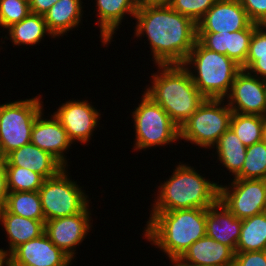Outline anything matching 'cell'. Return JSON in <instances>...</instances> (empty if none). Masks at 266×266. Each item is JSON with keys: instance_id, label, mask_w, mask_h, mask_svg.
Listing matches in <instances>:
<instances>
[{"instance_id": "cell-1", "label": "cell", "mask_w": 266, "mask_h": 266, "mask_svg": "<svg viewBox=\"0 0 266 266\" xmlns=\"http://www.w3.org/2000/svg\"><path fill=\"white\" fill-rule=\"evenodd\" d=\"M134 19V36L146 37L155 65L185 62L197 40V25L191 18L167 5L138 7Z\"/></svg>"}, {"instance_id": "cell-2", "label": "cell", "mask_w": 266, "mask_h": 266, "mask_svg": "<svg viewBox=\"0 0 266 266\" xmlns=\"http://www.w3.org/2000/svg\"><path fill=\"white\" fill-rule=\"evenodd\" d=\"M142 233L151 245L159 248L166 259H179L197 240L206 235V209L150 211Z\"/></svg>"}, {"instance_id": "cell-3", "label": "cell", "mask_w": 266, "mask_h": 266, "mask_svg": "<svg viewBox=\"0 0 266 266\" xmlns=\"http://www.w3.org/2000/svg\"><path fill=\"white\" fill-rule=\"evenodd\" d=\"M151 84L144 92L159 104L179 127L206 99L194 85L189 71L182 64L156 65Z\"/></svg>"}, {"instance_id": "cell-4", "label": "cell", "mask_w": 266, "mask_h": 266, "mask_svg": "<svg viewBox=\"0 0 266 266\" xmlns=\"http://www.w3.org/2000/svg\"><path fill=\"white\" fill-rule=\"evenodd\" d=\"M199 172L190 164L179 161L169 179L157 186L151 211L207 209L216 204L220 195L219 181H210Z\"/></svg>"}, {"instance_id": "cell-5", "label": "cell", "mask_w": 266, "mask_h": 266, "mask_svg": "<svg viewBox=\"0 0 266 266\" xmlns=\"http://www.w3.org/2000/svg\"><path fill=\"white\" fill-rule=\"evenodd\" d=\"M182 65L189 71L198 91L211 99H224L242 70L234 60L205 48L198 40Z\"/></svg>"}, {"instance_id": "cell-6", "label": "cell", "mask_w": 266, "mask_h": 266, "mask_svg": "<svg viewBox=\"0 0 266 266\" xmlns=\"http://www.w3.org/2000/svg\"><path fill=\"white\" fill-rule=\"evenodd\" d=\"M135 129L134 151L172 145L180 140V127L144 92L138 107L132 111Z\"/></svg>"}, {"instance_id": "cell-7", "label": "cell", "mask_w": 266, "mask_h": 266, "mask_svg": "<svg viewBox=\"0 0 266 266\" xmlns=\"http://www.w3.org/2000/svg\"><path fill=\"white\" fill-rule=\"evenodd\" d=\"M43 95L0 104V157L31 143L37 116L44 110Z\"/></svg>"}, {"instance_id": "cell-8", "label": "cell", "mask_w": 266, "mask_h": 266, "mask_svg": "<svg viewBox=\"0 0 266 266\" xmlns=\"http://www.w3.org/2000/svg\"><path fill=\"white\" fill-rule=\"evenodd\" d=\"M232 113L225 99L206 98L181 125L180 141L190 142L199 148L212 149L230 127Z\"/></svg>"}, {"instance_id": "cell-9", "label": "cell", "mask_w": 266, "mask_h": 266, "mask_svg": "<svg viewBox=\"0 0 266 266\" xmlns=\"http://www.w3.org/2000/svg\"><path fill=\"white\" fill-rule=\"evenodd\" d=\"M67 171L65 167L56 176L45 179L38 190L45 221L81 213L90 204L86 191Z\"/></svg>"}, {"instance_id": "cell-10", "label": "cell", "mask_w": 266, "mask_h": 266, "mask_svg": "<svg viewBox=\"0 0 266 266\" xmlns=\"http://www.w3.org/2000/svg\"><path fill=\"white\" fill-rule=\"evenodd\" d=\"M220 183L219 200L237 218L243 220L265 212L266 179H230Z\"/></svg>"}, {"instance_id": "cell-11", "label": "cell", "mask_w": 266, "mask_h": 266, "mask_svg": "<svg viewBox=\"0 0 266 266\" xmlns=\"http://www.w3.org/2000/svg\"><path fill=\"white\" fill-rule=\"evenodd\" d=\"M61 104L53 113L54 116L60 121L72 143L87 145L95 129L100 127V110L88 100L72 99Z\"/></svg>"}, {"instance_id": "cell-12", "label": "cell", "mask_w": 266, "mask_h": 266, "mask_svg": "<svg viewBox=\"0 0 266 266\" xmlns=\"http://www.w3.org/2000/svg\"><path fill=\"white\" fill-rule=\"evenodd\" d=\"M89 204L81 213L45 221L44 232L55 246L63 250L73 260L76 246L81 245L93 228L92 212Z\"/></svg>"}, {"instance_id": "cell-13", "label": "cell", "mask_w": 266, "mask_h": 266, "mask_svg": "<svg viewBox=\"0 0 266 266\" xmlns=\"http://www.w3.org/2000/svg\"><path fill=\"white\" fill-rule=\"evenodd\" d=\"M233 112L266 117V85L264 79L241 70L229 94L224 98Z\"/></svg>"}, {"instance_id": "cell-14", "label": "cell", "mask_w": 266, "mask_h": 266, "mask_svg": "<svg viewBox=\"0 0 266 266\" xmlns=\"http://www.w3.org/2000/svg\"><path fill=\"white\" fill-rule=\"evenodd\" d=\"M251 24L240 0H216L196 23L197 33H231L247 29Z\"/></svg>"}, {"instance_id": "cell-15", "label": "cell", "mask_w": 266, "mask_h": 266, "mask_svg": "<svg viewBox=\"0 0 266 266\" xmlns=\"http://www.w3.org/2000/svg\"><path fill=\"white\" fill-rule=\"evenodd\" d=\"M10 255L11 266H71L73 264V259L55 246L45 232L19 245Z\"/></svg>"}, {"instance_id": "cell-16", "label": "cell", "mask_w": 266, "mask_h": 266, "mask_svg": "<svg viewBox=\"0 0 266 266\" xmlns=\"http://www.w3.org/2000/svg\"><path fill=\"white\" fill-rule=\"evenodd\" d=\"M46 117L44 110L37 116L31 132V143L50 153L64 167L68 168L70 166L68 165L69 158L67 159L65 154H68L73 143L54 114H51L50 117L48 114Z\"/></svg>"}, {"instance_id": "cell-17", "label": "cell", "mask_w": 266, "mask_h": 266, "mask_svg": "<svg viewBox=\"0 0 266 266\" xmlns=\"http://www.w3.org/2000/svg\"><path fill=\"white\" fill-rule=\"evenodd\" d=\"M258 24L252 23L247 29L226 33H197V40L207 49L224 54L241 67L249 52L250 40Z\"/></svg>"}, {"instance_id": "cell-18", "label": "cell", "mask_w": 266, "mask_h": 266, "mask_svg": "<svg viewBox=\"0 0 266 266\" xmlns=\"http://www.w3.org/2000/svg\"><path fill=\"white\" fill-rule=\"evenodd\" d=\"M95 11H97L98 27L100 28V39L103 46L111 44L114 34L122 25L127 15L135 17L137 12V0H95ZM127 14V15H126Z\"/></svg>"}, {"instance_id": "cell-19", "label": "cell", "mask_w": 266, "mask_h": 266, "mask_svg": "<svg viewBox=\"0 0 266 266\" xmlns=\"http://www.w3.org/2000/svg\"><path fill=\"white\" fill-rule=\"evenodd\" d=\"M242 220L219 200L206 209V235L229 246L234 252L240 238Z\"/></svg>"}, {"instance_id": "cell-20", "label": "cell", "mask_w": 266, "mask_h": 266, "mask_svg": "<svg viewBox=\"0 0 266 266\" xmlns=\"http://www.w3.org/2000/svg\"><path fill=\"white\" fill-rule=\"evenodd\" d=\"M235 252L220 242L205 235L194 242L174 263L203 266H233Z\"/></svg>"}, {"instance_id": "cell-21", "label": "cell", "mask_w": 266, "mask_h": 266, "mask_svg": "<svg viewBox=\"0 0 266 266\" xmlns=\"http://www.w3.org/2000/svg\"><path fill=\"white\" fill-rule=\"evenodd\" d=\"M5 166H18L28 168L40 174L44 179L56 176L65 168L50 153L29 143L9 153L4 158Z\"/></svg>"}, {"instance_id": "cell-22", "label": "cell", "mask_w": 266, "mask_h": 266, "mask_svg": "<svg viewBox=\"0 0 266 266\" xmlns=\"http://www.w3.org/2000/svg\"><path fill=\"white\" fill-rule=\"evenodd\" d=\"M82 4V0H59L43 15L46 26L55 39L63 38L64 34L67 35V32L82 24Z\"/></svg>"}, {"instance_id": "cell-23", "label": "cell", "mask_w": 266, "mask_h": 266, "mask_svg": "<svg viewBox=\"0 0 266 266\" xmlns=\"http://www.w3.org/2000/svg\"><path fill=\"white\" fill-rule=\"evenodd\" d=\"M0 225L6 233L8 250L11 253L19 245L35 239L44 233L45 224L10 213L5 207L0 209Z\"/></svg>"}, {"instance_id": "cell-24", "label": "cell", "mask_w": 266, "mask_h": 266, "mask_svg": "<svg viewBox=\"0 0 266 266\" xmlns=\"http://www.w3.org/2000/svg\"><path fill=\"white\" fill-rule=\"evenodd\" d=\"M4 39H10L14 46H36L45 36L54 38L49 32L44 17L39 14L29 13L20 22L13 24L7 30ZM10 37H8V36Z\"/></svg>"}, {"instance_id": "cell-25", "label": "cell", "mask_w": 266, "mask_h": 266, "mask_svg": "<svg viewBox=\"0 0 266 266\" xmlns=\"http://www.w3.org/2000/svg\"><path fill=\"white\" fill-rule=\"evenodd\" d=\"M212 149L216 151L215 155L217 154L216 162H220L221 167L224 166L234 179L244 165L247 147L229 127Z\"/></svg>"}, {"instance_id": "cell-26", "label": "cell", "mask_w": 266, "mask_h": 266, "mask_svg": "<svg viewBox=\"0 0 266 266\" xmlns=\"http://www.w3.org/2000/svg\"><path fill=\"white\" fill-rule=\"evenodd\" d=\"M266 250V212L242 220L235 252Z\"/></svg>"}, {"instance_id": "cell-27", "label": "cell", "mask_w": 266, "mask_h": 266, "mask_svg": "<svg viewBox=\"0 0 266 266\" xmlns=\"http://www.w3.org/2000/svg\"><path fill=\"white\" fill-rule=\"evenodd\" d=\"M4 207L10 213L33 220H40L45 224L38 191L9 192Z\"/></svg>"}, {"instance_id": "cell-28", "label": "cell", "mask_w": 266, "mask_h": 266, "mask_svg": "<svg viewBox=\"0 0 266 266\" xmlns=\"http://www.w3.org/2000/svg\"><path fill=\"white\" fill-rule=\"evenodd\" d=\"M265 121L266 117L264 116L233 112L230 120V128L243 144L249 147L262 141Z\"/></svg>"}, {"instance_id": "cell-29", "label": "cell", "mask_w": 266, "mask_h": 266, "mask_svg": "<svg viewBox=\"0 0 266 266\" xmlns=\"http://www.w3.org/2000/svg\"><path fill=\"white\" fill-rule=\"evenodd\" d=\"M234 179H266V143L263 140L247 147L244 165Z\"/></svg>"}, {"instance_id": "cell-30", "label": "cell", "mask_w": 266, "mask_h": 266, "mask_svg": "<svg viewBox=\"0 0 266 266\" xmlns=\"http://www.w3.org/2000/svg\"><path fill=\"white\" fill-rule=\"evenodd\" d=\"M9 192L38 191L45 180L40 174L28 168L5 166Z\"/></svg>"}, {"instance_id": "cell-31", "label": "cell", "mask_w": 266, "mask_h": 266, "mask_svg": "<svg viewBox=\"0 0 266 266\" xmlns=\"http://www.w3.org/2000/svg\"><path fill=\"white\" fill-rule=\"evenodd\" d=\"M29 13V0H0V28L7 30Z\"/></svg>"}, {"instance_id": "cell-32", "label": "cell", "mask_w": 266, "mask_h": 266, "mask_svg": "<svg viewBox=\"0 0 266 266\" xmlns=\"http://www.w3.org/2000/svg\"><path fill=\"white\" fill-rule=\"evenodd\" d=\"M216 0H171L170 7L197 23L214 5Z\"/></svg>"}, {"instance_id": "cell-33", "label": "cell", "mask_w": 266, "mask_h": 266, "mask_svg": "<svg viewBox=\"0 0 266 266\" xmlns=\"http://www.w3.org/2000/svg\"><path fill=\"white\" fill-rule=\"evenodd\" d=\"M252 23L266 25V0H240Z\"/></svg>"}, {"instance_id": "cell-34", "label": "cell", "mask_w": 266, "mask_h": 266, "mask_svg": "<svg viewBox=\"0 0 266 266\" xmlns=\"http://www.w3.org/2000/svg\"><path fill=\"white\" fill-rule=\"evenodd\" d=\"M233 266H266V250L235 252Z\"/></svg>"}, {"instance_id": "cell-35", "label": "cell", "mask_w": 266, "mask_h": 266, "mask_svg": "<svg viewBox=\"0 0 266 266\" xmlns=\"http://www.w3.org/2000/svg\"><path fill=\"white\" fill-rule=\"evenodd\" d=\"M241 69L251 75L266 79V54H248Z\"/></svg>"}, {"instance_id": "cell-36", "label": "cell", "mask_w": 266, "mask_h": 266, "mask_svg": "<svg viewBox=\"0 0 266 266\" xmlns=\"http://www.w3.org/2000/svg\"><path fill=\"white\" fill-rule=\"evenodd\" d=\"M248 54H266V25H258L254 29Z\"/></svg>"}, {"instance_id": "cell-37", "label": "cell", "mask_w": 266, "mask_h": 266, "mask_svg": "<svg viewBox=\"0 0 266 266\" xmlns=\"http://www.w3.org/2000/svg\"><path fill=\"white\" fill-rule=\"evenodd\" d=\"M59 0H29L30 12L44 15Z\"/></svg>"}, {"instance_id": "cell-38", "label": "cell", "mask_w": 266, "mask_h": 266, "mask_svg": "<svg viewBox=\"0 0 266 266\" xmlns=\"http://www.w3.org/2000/svg\"><path fill=\"white\" fill-rule=\"evenodd\" d=\"M8 194L9 191L7 187V175L5 171L4 159L0 157V209L5 206Z\"/></svg>"}, {"instance_id": "cell-39", "label": "cell", "mask_w": 266, "mask_h": 266, "mask_svg": "<svg viewBox=\"0 0 266 266\" xmlns=\"http://www.w3.org/2000/svg\"><path fill=\"white\" fill-rule=\"evenodd\" d=\"M171 0H137L138 7L146 6H167Z\"/></svg>"}, {"instance_id": "cell-40", "label": "cell", "mask_w": 266, "mask_h": 266, "mask_svg": "<svg viewBox=\"0 0 266 266\" xmlns=\"http://www.w3.org/2000/svg\"><path fill=\"white\" fill-rule=\"evenodd\" d=\"M0 266H11V255L4 248H0Z\"/></svg>"}, {"instance_id": "cell-41", "label": "cell", "mask_w": 266, "mask_h": 266, "mask_svg": "<svg viewBox=\"0 0 266 266\" xmlns=\"http://www.w3.org/2000/svg\"><path fill=\"white\" fill-rule=\"evenodd\" d=\"M173 266H203V265H195V264H188V263H174L171 261Z\"/></svg>"}, {"instance_id": "cell-42", "label": "cell", "mask_w": 266, "mask_h": 266, "mask_svg": "<svg viewBox=\"0 0 266 266\" xmlns=\"http://www.w3.org/2000/svg\"><path fill=\"white\" fill-rule=\"evenodd\" d=\"M262 140L266 143V121H265L264 128H263Z\"/></svg>"}]
</instances>
